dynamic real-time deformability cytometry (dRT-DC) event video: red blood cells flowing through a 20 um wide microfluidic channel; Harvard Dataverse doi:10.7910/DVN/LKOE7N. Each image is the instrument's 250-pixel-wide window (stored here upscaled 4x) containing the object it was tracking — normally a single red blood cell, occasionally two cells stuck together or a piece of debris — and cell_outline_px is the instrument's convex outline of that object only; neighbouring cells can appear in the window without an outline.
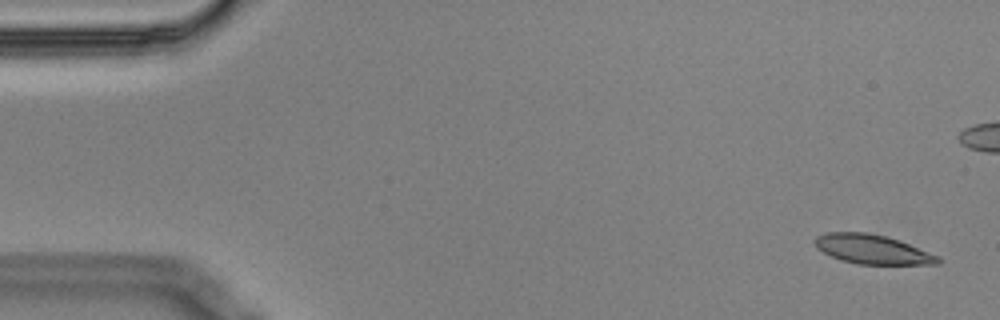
{"species": "Egyptian fruit bat (a non-hibernating species)", "species_latin": "Rousettus aegyptiacus", "temperature_condition": "cold", "stored_images_in_passage": 4, "camera_frame_rate_fps": 3000, "um_per_image_px": 0.085, "animal": {"sex": "male"}, "frame": {"image": 1, "passage_image": 1, "time_ms": 0.0, "image_size_px": [1000, 320], "cell_outline_px": [[940, 264], [856, 264], [840, 260], [816, 248], [812, 240], [816, 236], [828, 232], [868, 232], [888, 236], [900, 240], [940, 256]], "centroid_in_image_um": [74.14, 21.18], "position_along_channel_um": 10.9, "area_um2": 21.27}}